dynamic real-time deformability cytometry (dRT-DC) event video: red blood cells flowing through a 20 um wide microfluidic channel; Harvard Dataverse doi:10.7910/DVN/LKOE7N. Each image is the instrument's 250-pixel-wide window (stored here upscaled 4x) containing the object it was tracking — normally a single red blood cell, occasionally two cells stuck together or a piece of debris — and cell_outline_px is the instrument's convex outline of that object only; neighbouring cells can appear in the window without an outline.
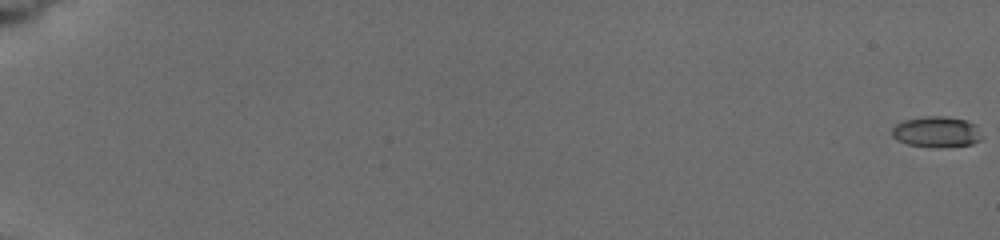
{"species": "common noctule bat (a hibernating species)", "species_latin": "Nyctalus noctula", "temperature_condition": "cold", "stored_images_in_passage": 14, "camera_frame_rate_fps": 3000, "um_per_image_px": 0.085, "animal": {"sex": "female", "body_mass_g": 19.5, "forearm_length_mm": 54.1}, "frame": {"image": 1, "passage_image": 1, "time_ms": 0.0, "image_size_px": [1000, 240], "cell_outline_px": [[984, 136], [980, 140], [972, 144], [940, 148], [936, 148], [908, 144], [896, 140], [892, 136], [892, 128], [896, 124], [904, 120], [928, 116], [948, 116], [968, 120], [976, 124]], "centroid_in_image_um": [79.65, 11.21], "position_along_channel_um": 5.3, "area_um2": 16.53}}
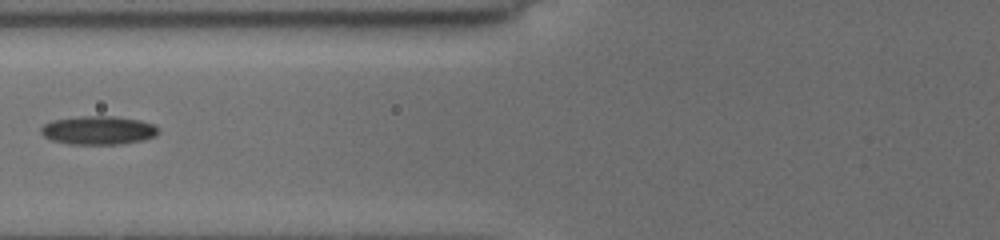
{"frame": {"image": 2, "passage_image": 10, "time_ms": 8.667, "image_size_px": [1000, 240], "cell_outline_px": [[156, 132], [152, 136], [144, 140], [120, 144], [68, 144], [52, 140], [44, 136], [40, 132], [40, 128], [44, 124], [52, 120], [80, 116], [116, 116], [140, 120], [152, 124], [156, 128]], "centroid_in_image_um": [8.29, 11.07], "position_along_channel_um": 117.5, "area_um2": 19.42}}
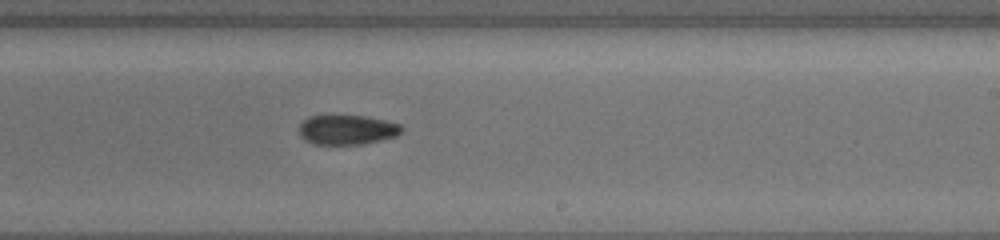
{"frame": {"image": 3, "passage_image": 14, "time_ms": 12.333, "image_size_px": [1000, 240], "cell_outline_px": [[404, 128], [396, 136], [364, 144], [312, 144], [300, 136], [300, 124], [308, 116], [328, 112], [368, 116], [400, 124]], "centroid_in_image_um": [29.46, 10.97], "position_along_channel_um": 259.5, "area_um2": 18.5}}